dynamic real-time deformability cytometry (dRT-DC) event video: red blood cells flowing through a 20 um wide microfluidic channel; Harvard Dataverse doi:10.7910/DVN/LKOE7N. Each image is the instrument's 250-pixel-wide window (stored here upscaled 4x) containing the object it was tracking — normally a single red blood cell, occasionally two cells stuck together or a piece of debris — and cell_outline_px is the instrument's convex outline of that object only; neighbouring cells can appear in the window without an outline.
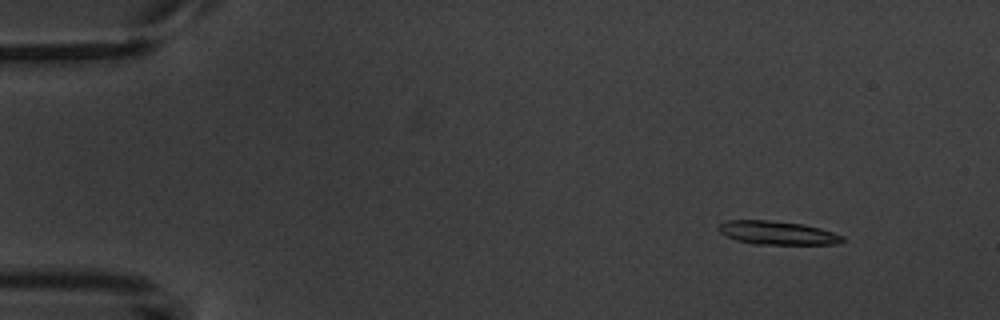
{"species": "common noctule bat (a hibernating species)", "species_latin": "Nyctalus noctula", "temperature_condition": "warm", "stored_images_in_passage": 4, "camera_frame_rate_fps": 3000, "um_per_image_px": 0.085, "animal": {"sex": "male", "body_mass_g": 20.1, "forearm_length_mm": 53.5}, "frame": {"image": 1, "passage_image": 1, "time_ms": 0.0, "image_size_px": [1000, 320], "cell_outline_px": [[844, 240], [836, 244], [752, 244], [736, 240], [720, 232], [716, 228], [720, 224], [728, 220], [764, 220], [804, 224], [820, 228], [844, 236]], "centroid_in_image_um": [66.07, 19.79], "position_along_channel_um": 18.9, "area_um2": 16.88}}
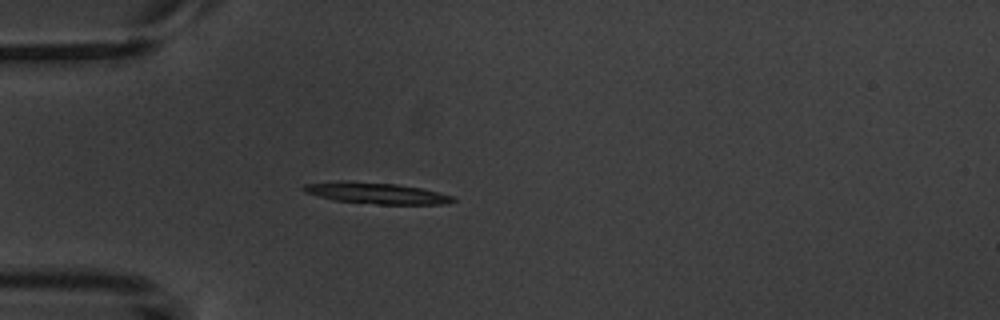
{"frame": {"image": 2, "passage_image": 4, "time_ms": 3.333, "image_size_px": [1000, 320], "cell_outline_px": [[456, 200], [448, 204], [376, 204], [336, 200], [304, 192], [300, 188], [304, 184], [336, 180], [344, 180], [396, 184], [420, 188], [452, 196]], "centroid_in_image_um": [31.92, 16.4], "position_along_channel_um": 53.1, "area_um2": 18.38}}